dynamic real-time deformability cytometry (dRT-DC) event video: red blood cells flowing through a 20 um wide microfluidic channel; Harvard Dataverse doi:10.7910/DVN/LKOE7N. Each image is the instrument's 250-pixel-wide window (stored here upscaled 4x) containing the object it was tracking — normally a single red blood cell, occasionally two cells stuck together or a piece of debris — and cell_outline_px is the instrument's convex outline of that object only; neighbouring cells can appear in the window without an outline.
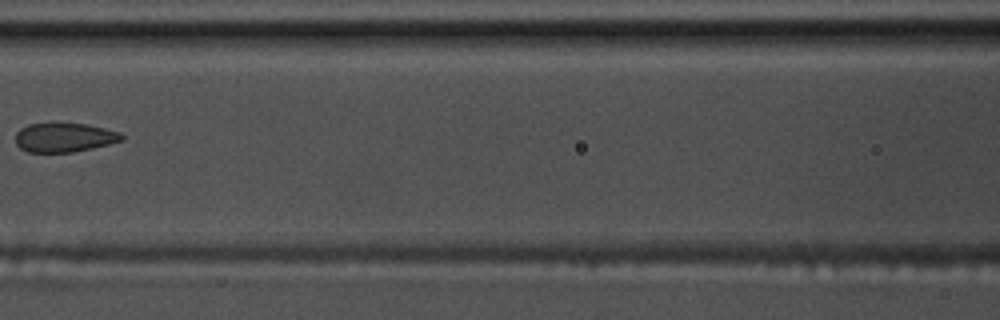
{"species": "common noctule bat (a hibernating species)", "species_latin": "Nyctalus noctula", "temperature_condition": "warm", "stored_images_in_passage": 5, "camera_frame_rate_fps": 3000, "um_per_image_px": 0.085, "animal": {"sex": "male", "body_mass_g": 17.5, "forearm_length_mm": 52.3}, "frame": {"image": 1, "passage_image": 4, "time_ms": 1.0, "image_size_px": [1000, 320], "cell_outline_px": [[124, 140], [92, 148], [72, 152], [28, 152], [20, 148], [16, 144], [16, 132], [20, 128], [28, 124], [84, 124], [104, 128], [120, 132], [124, 136]], "centroid_in_image_um": [5.46, 11.69], "position_along_channel_um": 161.1, "area_um2": 17.86}}